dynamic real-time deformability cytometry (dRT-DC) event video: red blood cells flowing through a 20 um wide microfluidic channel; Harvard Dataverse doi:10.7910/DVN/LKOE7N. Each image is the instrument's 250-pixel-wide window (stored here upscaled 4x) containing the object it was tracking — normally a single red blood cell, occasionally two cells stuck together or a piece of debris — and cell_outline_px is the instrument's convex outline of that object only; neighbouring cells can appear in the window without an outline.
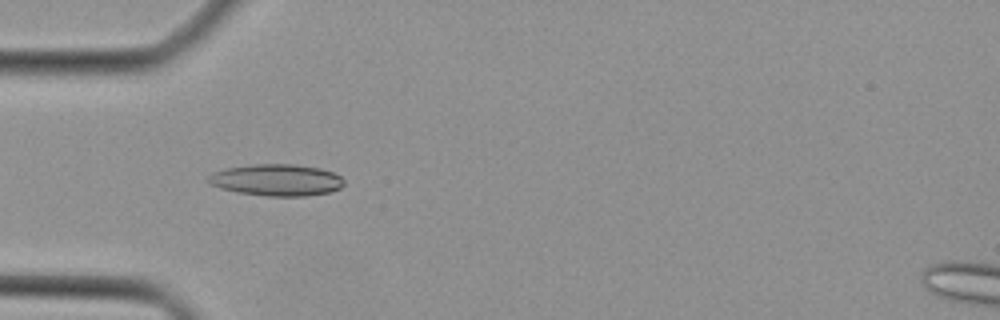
{"species": "Egyptian fruit bat (a non-hibernating species)", "species_latin": "Rousettus aegyptiacus", "temperature_condition": "cold", "stored_images_in_passage": 44, "camera_frame_rate_fps": 3000, "um_per_image_px": 0.085, "animal": {"sex": "female"}, "frame": {"image": 1, "passage_image": 14, "time_ms": 4.333, "image_size_px": [1000, 320], "cell_outline_px": [[344, 184], [340, 188], [328, 192], [304, 196], [268, 196], [240, 192], [220, 188], [212, 184], [208, 180], [208, 176], [212, 172], [228, 168], [252, 164], [296, 164], [320, 168], [332, 172], [340, 176], [344, 180]], "centroid_in_image_um": [23.53, 15.29], "position_along_channel_um": 61.5, "area_um2": 24.85}}
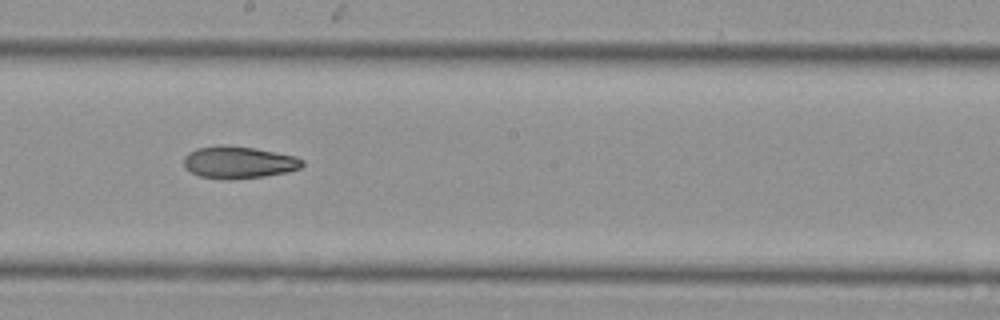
{"frame": {"image": 2, "passage_image": 25, "time_ms": 8.0, "image_size_px": [1000, 320], "cell_outline_px": [[304, 164], [300, 168], [288, 172], [264, 176], [200, 176], [184, 168], [184, 156], [188, 152], [196, 148], [256, 148], [296, 156], [304, 160]], "centroid_in_image_um": [20.36, 13.79], "position_along_channel_um": 227.8, "area_um2": 20.63}}
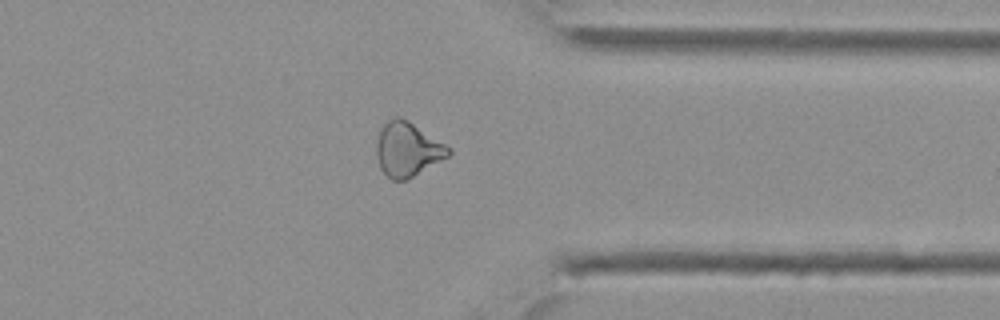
{"frame": {"image": 3, "passage_image": 35, "time_ms": 11.333, "image_size_px": [1000, 320], "cell_outline_px": [[452, 152], [448, 156], [408, 180], [392, 180], [380, 168], [376, 156], [376, 144], [380, 128], [388, 120], [396, 116], [400, 116], [408, 120], [452, 148]], "centroid_in_image_um": [34.63, 12.69], "position_along_channel_um": 376.8, "area_um2": 22.89}}